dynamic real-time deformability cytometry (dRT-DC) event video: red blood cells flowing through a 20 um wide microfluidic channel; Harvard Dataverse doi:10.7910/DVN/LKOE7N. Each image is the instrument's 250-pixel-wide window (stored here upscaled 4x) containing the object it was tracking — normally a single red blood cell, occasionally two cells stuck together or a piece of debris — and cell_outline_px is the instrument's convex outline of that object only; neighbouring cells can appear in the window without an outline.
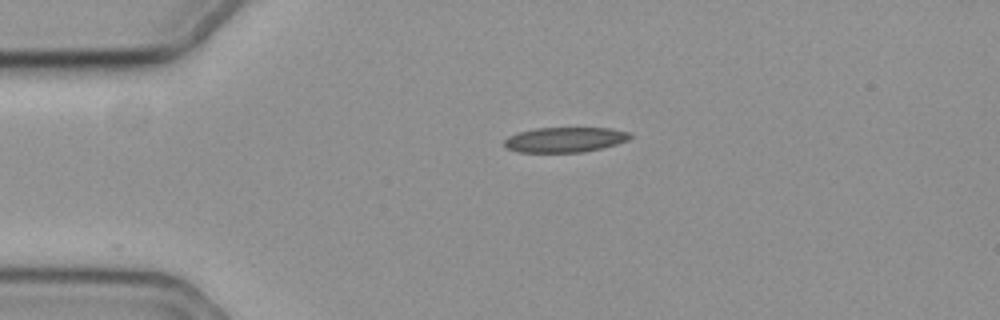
{"species": "common noctule bat (a hibernating species)", "species_latin": "Nyctalus noctula", "temperature_condition": "cold", "stored_images_in_passage": 5, "camera_frame_rate_fps": 3000, "um_per_image_px": 0.085, "animal": {"sex": "female", "body_mass_g": 19.3, "forearm_length_mm": 54.1}, "frame": {"image": 1, "passage_image": 1, "time_ms": 0.0, "image_size_px": [1000, 320], "cell_outline_px": [[632, 136], [628, 140], [616, 144], [584, 152], [516, 152], [504, 148], [504, 140], [508, 136], [516, 132], [536, 128], [612, 128], [632, 132]], "centroid_in_image_um": [48.0, 11.87], "position_along_channel_um": 37.0, "area_um2": 18.61}}